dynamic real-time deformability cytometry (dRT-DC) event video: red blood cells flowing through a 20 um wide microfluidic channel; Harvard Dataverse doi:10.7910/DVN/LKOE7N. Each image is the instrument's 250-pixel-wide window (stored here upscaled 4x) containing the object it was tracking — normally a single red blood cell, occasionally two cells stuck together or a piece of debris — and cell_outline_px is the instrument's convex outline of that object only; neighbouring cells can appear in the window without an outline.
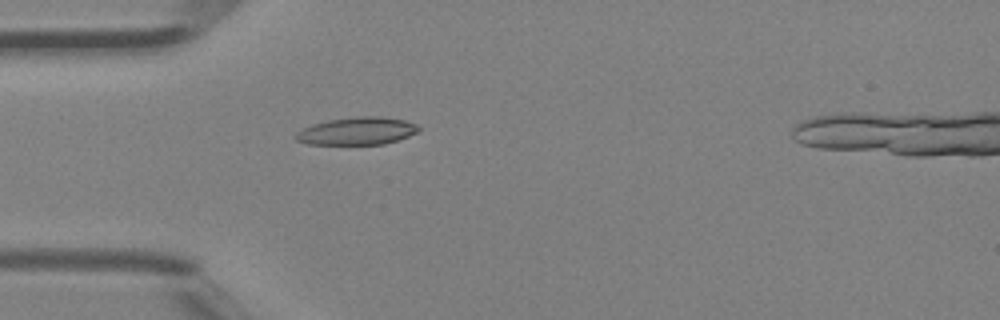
{"species": "Egyptian fruit bat (a non-hibernating species)", "species_latin": "Rousettus aegyptiacus", "temperature_condition": "room temperature", "stored_images_in_passage": 5, "camera_frame_rate_fps": 3000, "um_per_image_px": 0.085, "animal": {"sex": "female"}, "frame": {"image": 1, "passage_image": 4, "time_ms": 1.0, "image_size_px": [1000, 320], "cell_outline_px": [[420, 128], [416, 132], [408, 136], [384, 144], [308, 144], [296, 140], [292, 136], [296, 132], [312, 124], [328, 120], [356, 116], [380, 116], [404, 120], [416, 124]], "centroid_in_image_um": [30.31, 11.13], "position_along_channel_um": 54.7, "area_um2": 19.71}}